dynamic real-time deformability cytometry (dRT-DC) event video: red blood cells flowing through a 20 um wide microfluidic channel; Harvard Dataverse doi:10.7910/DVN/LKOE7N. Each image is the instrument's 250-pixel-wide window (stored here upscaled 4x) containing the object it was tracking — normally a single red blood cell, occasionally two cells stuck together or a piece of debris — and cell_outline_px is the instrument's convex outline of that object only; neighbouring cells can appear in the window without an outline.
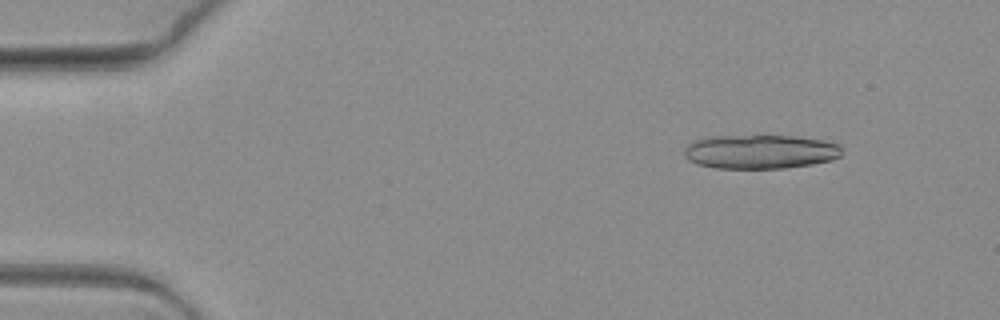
{"species": "common noctule bat (a hibernating species)", "species_latin": "Nyctalus noctula", "temperature_condition": "warm", "stored_images_in_passage": 7, "camera_frame_rate_fps": 3000, "um_per_image_px": 0.085, "animal": {"sex": "female", "body_mass_g": 19.3, "forearm_length_mm": 54.1}, "frame": {"image": 1, "passage_image": 2, "time_ms": 0.333, "image_size_px": [1000, 320], "cell_outline_px": [[840, 156], [832, 160], [812, 164], [784, 168], [716, 168], [696, 164], [688, 160], [684, 156], [684, 148], [688, 144], [696, 140], [708, 136], [756, 132], [764, 132], [796, 136], [820, 140], [840, 144]], "centroid_in_image_um": [64.57, 12.83], "position_along_channel_um": 20.4, "area_um2": 32.66}}